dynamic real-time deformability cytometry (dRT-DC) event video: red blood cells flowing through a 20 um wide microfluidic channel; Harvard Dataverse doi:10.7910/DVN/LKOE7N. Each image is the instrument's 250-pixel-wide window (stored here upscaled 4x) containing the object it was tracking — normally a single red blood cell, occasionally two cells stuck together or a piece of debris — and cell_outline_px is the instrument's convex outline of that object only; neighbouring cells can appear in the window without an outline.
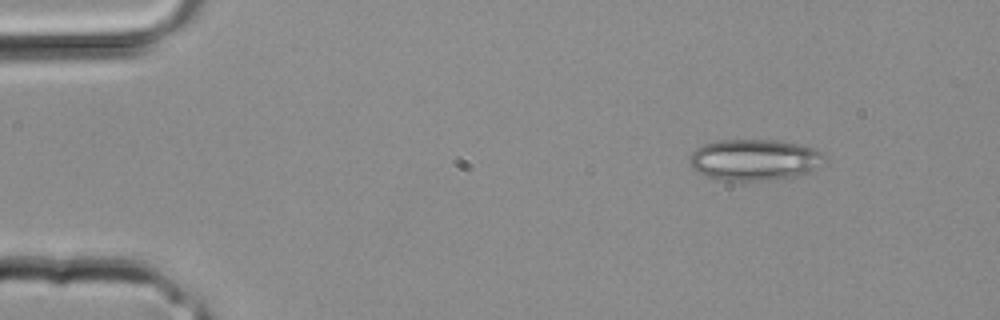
{"species": "common noctule bat (a hibernating species)", "species_latin": "Nyctalus noctula", "temperature_condition": "room temperature", "stored_images_in_passage": 13, "camera_frame_rate_fps": 3000, "um_per_image_px": 0.085, "animal": {"sex": "male", "body_mass_g": 20.4}, "frame": {"image": 1, "passage_image": 3, "time_ms": 0.667, "image_size_px": [1000, 320], "cell_outline_px": [[828, 156], [816, 168], [808, 172], [792, 176], [764, 180], [724, 180], [704, 176], [692, 168], [688, 160], [692, 152], [696, 148], [704, 144], [720, 140], [776, 140], [800, 144], [816, 148]], "centroid_in_image_um": [64.12, 13.56], "position_along_channel_um": 20.9, "area_um2": 32.37}}
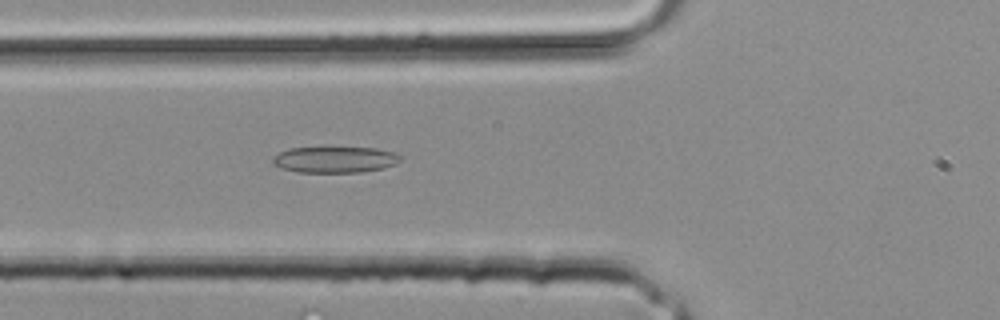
{"frame": {"image": 2, "passage_image": 11, "time_ms": 3.333, "image_size_px": [1000, 320], "cell_outline_px": [[404, 160], [396, 164], [384, 168], [360, 172], [296, 172], [280, 168], [272, 164], [272, 160], [280, 152], [288, 148], [320, 144], [376, 148], [392, 152], [404, 156]], "centroid_in_image_um": [28.47, 13.51], "position_along_channel_um": 97.3, "area_um2": 20.81}}
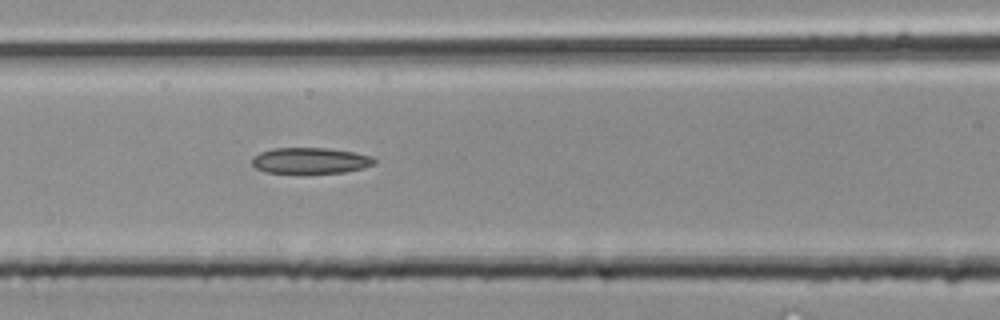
{"frame": {"image": 3, "passage_image": 13, "time_ms": 4.0, "image_size_px": [1000, 320], "cell_outline_px": [[376, 164], [364, 168], [344, 172], [264, 172], [256, 168], [252, 164], [252, 156], [260, 152], [272, 148], [328, 148], [352, 152], [372, 156], [376, 160]], "centroid_in_image_um": [26.38, 13.64], "position_along_channel_um": 140.2, "area_um2": 18.38}}